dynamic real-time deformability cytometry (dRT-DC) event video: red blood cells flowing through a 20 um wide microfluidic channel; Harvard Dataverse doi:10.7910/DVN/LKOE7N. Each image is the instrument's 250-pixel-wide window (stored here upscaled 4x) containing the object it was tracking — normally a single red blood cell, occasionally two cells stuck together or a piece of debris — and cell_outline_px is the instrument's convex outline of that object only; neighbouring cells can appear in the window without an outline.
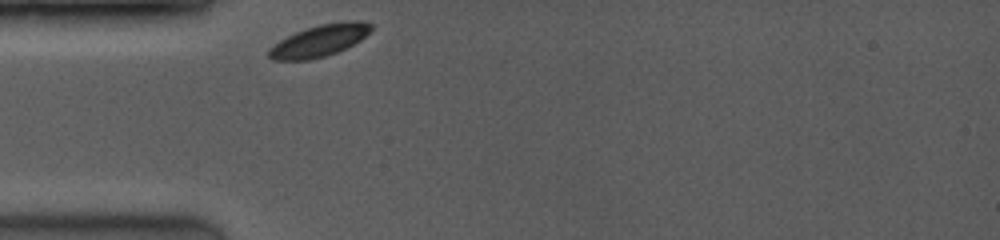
{"species": "common noctule bat (a hibernating species)", "species_latin": "Nyctalus noctula", "temperature_condition": "room temperature", "stored_images_in_passage": 7, "camera_frame_rate_fps": 3500, "um_per_image_px": 0.085, "animal": {"sex": "female", "body_mass_g": 19.0, "forearm_length_mm": 53.3}, "frame": {"image": 1, "passage_image": 1, "time_ms": 0.0, "image_size_px": [1000, 240], "cell_outline_px": [[372, 28], [360, 40], [336, 52], [324, 56], [308, 60], [272, 60], [268, 56], [268, 48], [280, 40], [296, 32], [320, 24], [348, 20], [360, 20], [372, 24]], "centroid_in_image_um": [27.13, 3.45], "position_along_channel_um": 57.9, "area_um2": 18.67}}
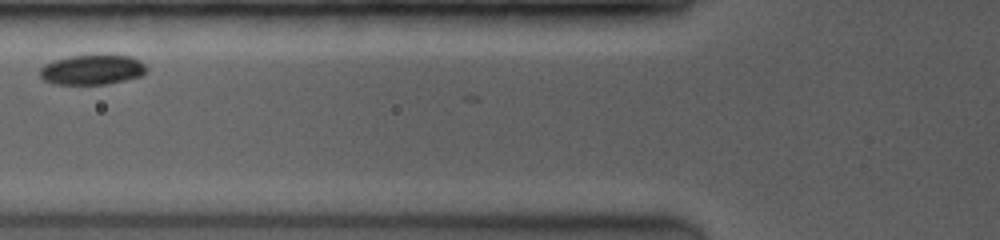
{"frame": {"image": 2, "passage_image": 6, "time_ms": 1.714, "image_size_px": [1000, 240], "cell_outline_px": [[148, 68], [144, 76], [108, 84], [52, 84], [44, 80], [40, 76], [40, 68], [44, 64], [52, 60], [68, 56], [104, 52], [108, 52], [132, 56], [140, 60]], "centroid_in_image_um": [7.89, 5.87], "position_along_channel_um": 117.9, "area_um2": 19.71}}